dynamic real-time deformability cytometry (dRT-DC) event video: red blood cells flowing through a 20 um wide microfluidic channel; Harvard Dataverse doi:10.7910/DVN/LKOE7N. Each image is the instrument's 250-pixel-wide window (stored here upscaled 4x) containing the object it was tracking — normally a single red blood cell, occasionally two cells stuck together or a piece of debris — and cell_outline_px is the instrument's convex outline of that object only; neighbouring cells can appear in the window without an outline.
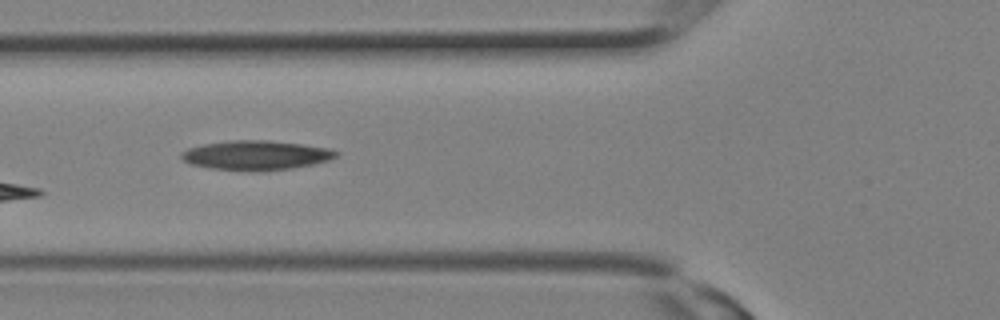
{"species": "Egyptian fruit bat (a non-hibernating species)", "species_latin": "Rousettus aegyptiacus", "temperature_condition": "room temperature", "stored_images_in_passage": 3, "camera_frame_rate_fps": 3000, "um_per_image_px": 0.085, "animal": {"sex": "female"}, "frame": {"image": 1, "passage_image": 3, "time_ms": 0.667, "image_size_px": [1000, 320], "cell_outline_px": [[340, 152], [336, 156], [328, 160], [316, 164], [292, 168], [260, 172], [212, 168], [192, 164], [184, 160], [180, 156], [180, 152], [188, 148], [204, 144], [232, 140], [268, 140], [304, 144], [332, 148]], "centroid_in_image_um": [21.82, 13.19], "position_along_channel_um": 104.0, "area_um2": 26.76}}